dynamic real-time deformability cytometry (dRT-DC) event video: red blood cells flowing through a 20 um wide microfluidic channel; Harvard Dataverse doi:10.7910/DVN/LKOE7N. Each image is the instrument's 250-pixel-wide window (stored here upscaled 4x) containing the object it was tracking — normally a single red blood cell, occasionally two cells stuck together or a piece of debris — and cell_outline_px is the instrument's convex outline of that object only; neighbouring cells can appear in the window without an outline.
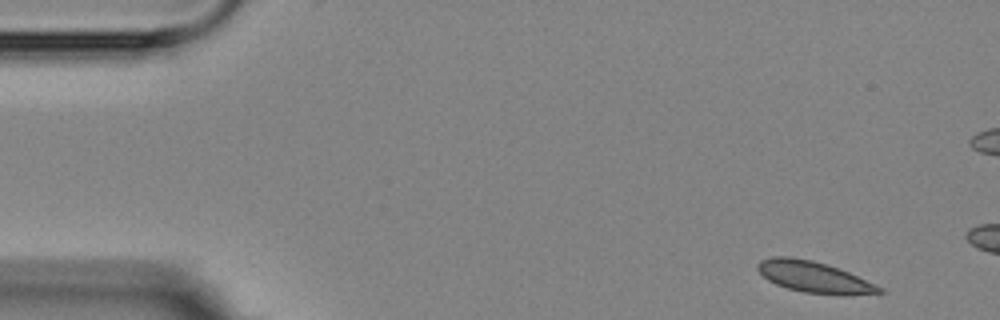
{"species": "Egyptian fruit bat (a non-hibernating species)", "species_latin": "Rousettus aegyptiacus", "temperature_condition": "room temperature", "stored_images_in_passage": 4, "camera_frame_rate_fps": 3000, "um_per_image_px": 0.085, "animal": {"sex": "female"}, "frame": {"image": 1, "passage_image": 1, "time_ms": 0.0, "image_size_px": [1000, 320], "cell_outline_px": [[884, 292], [848, 296], [840, 296], [804, 292], [788, 288], [776, 284], [768, 280], [756, 268], [756, 264], [760, 260], [772, 256], [792, 256], [812, 260], [848, 272], [884, 288]], "centroid_in_image_um": [69.19, 23.56], "position_along_channel_um": 15.8, "area_um2": 22.2}}